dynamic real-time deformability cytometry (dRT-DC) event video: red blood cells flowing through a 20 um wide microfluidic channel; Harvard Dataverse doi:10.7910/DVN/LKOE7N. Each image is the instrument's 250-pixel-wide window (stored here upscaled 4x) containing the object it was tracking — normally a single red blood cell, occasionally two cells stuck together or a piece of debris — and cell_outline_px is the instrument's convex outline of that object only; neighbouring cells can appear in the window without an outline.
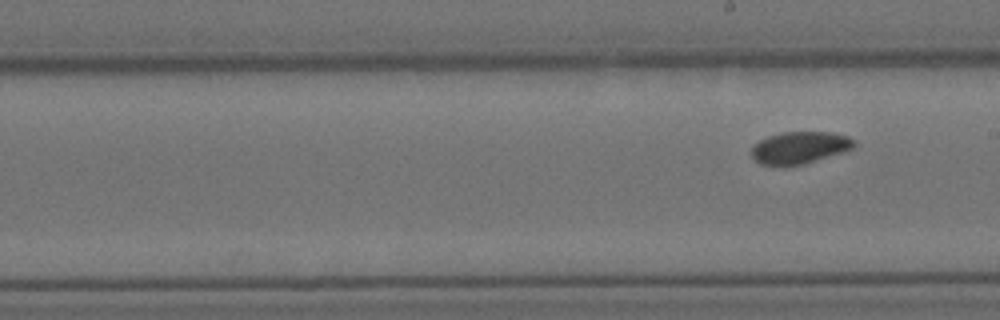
{"species": "Egyptian fruit bat (a non-hibernating species)", "species_latin": "Rousettus aegyptiacus", "temperature_condition": "cold", "stored_images_in_passage": 11, "camera_frame_rate_fps": 3000, "um_per_image_px": 0.085, "animal": {"sex": "female"}, "frame": {"image": 1, "passage_image": 11, "time_ms": 13.0, "image_size_px": [1000, 320], "cell_outline_px": [[856, 144], [852, 148], [844, 152], [804, 164], [784, 168], [780, 168], [760, 164], [752, 156], [752, 148], [760, 140], [768, 136], [784, 132], [832, 132], [848, 136], [856, 140]], "centroid_in_image_um": [67.98, 12.58], "position_along_channel_um": 221.0, "area_um2": 19.59}}